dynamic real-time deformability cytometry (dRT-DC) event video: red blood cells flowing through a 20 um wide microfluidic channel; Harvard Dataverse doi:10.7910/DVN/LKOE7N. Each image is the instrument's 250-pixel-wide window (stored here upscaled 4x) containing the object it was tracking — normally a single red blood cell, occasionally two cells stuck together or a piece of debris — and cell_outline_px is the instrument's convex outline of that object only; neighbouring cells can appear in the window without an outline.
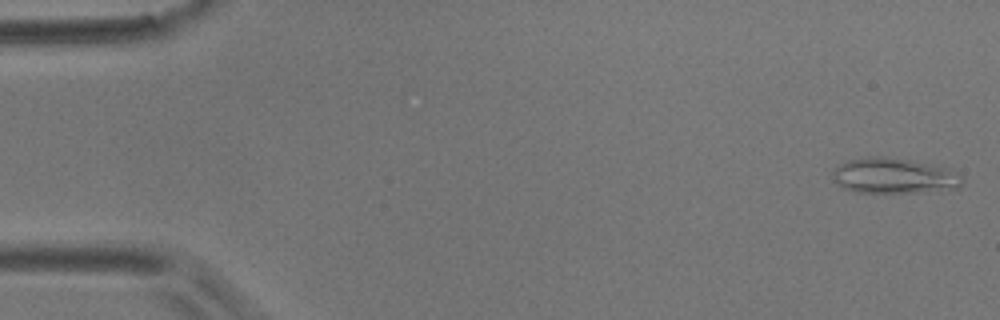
{"species": "common noctule bat (a hibernating species)", "species_latin": "Nyctalus noctula", "temperature_condition": "room temperature", "stored_images_in_passage": 54, "camera_frame_rate_fps": 3000, "um_per_image_px": 0.085, "animal": {"sex": "male", "body_mass_g": 17.9}, "frame": {"image": 1, "passage_image": 1, "time_ms": 0.0, "image_size_px": [1000, 320], "cell_outline_px": [[964, 180], [960, 188], [916, 192], [856, 192], [844, 188], [832, 180], [832, 172], [844, 160], [868, 156], [880, 156], [908, 160], [952, 168]], "centroid_in_image_um": [75.98, 14.93], "position_along_channel_um": 9.0, "area_um2": 26.88}}
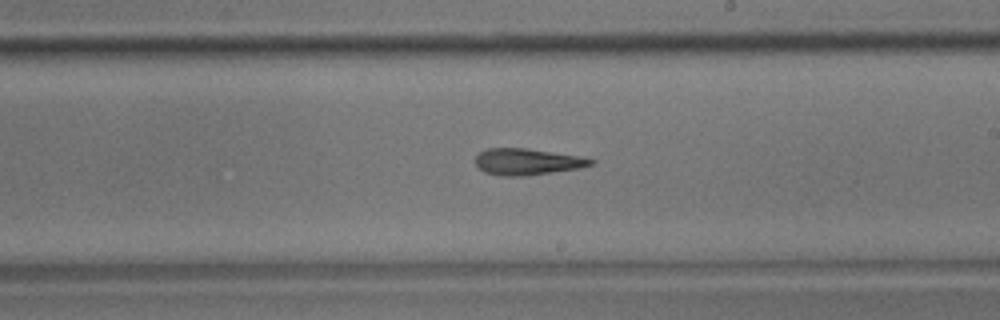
{"frame": {"image": 2, "passage_image": 31, "time_ms": 10.0, "image_size_px": [1000, 320], "cell_outline_px": [[596, 160], [592, 164], [580, 168], [524, 176], [504, 176], [484, 172], [476, 164], [476, 156], [480, 152], [488, 148], [528, 148], [580, 156]], "centroid_in_image_um": [44.82, 13.74], "position_along_channel_um": 244.2, "area_um2": 17.69}}
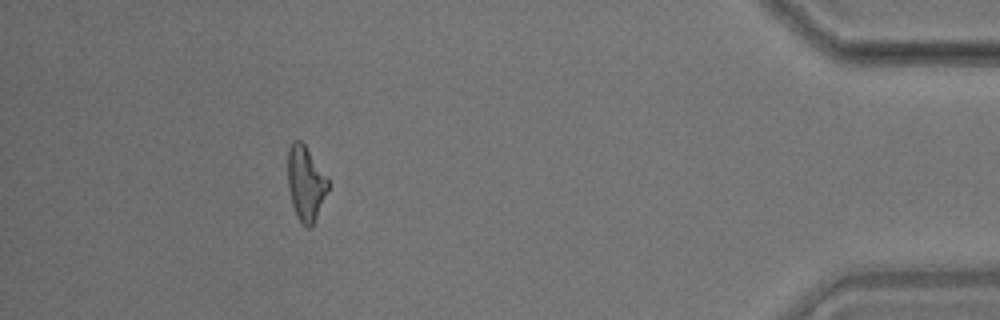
{"frame": {"image": 3, "passage_image": 49, "time_ms": 16.0, "image_size_px": [1000, 320], "cell_outline_px": [[328, 188], [312, 228], [308, 228], [300, 224], [296, 216], [292, 204], [288, 188], [288, 148], [292, 140], [300, 140], [304, 144], [328, 180]], "centroid_in_image_um": [25.95, 15.62], "position_along_channel_um": 409.3, "area_um2": 17.34}, "authors_computed_cell_mechanics": {"area_um2": 18.2937, "velocity_mm_per_s": 3.6609, "shape_relaxation_time_tau1_ms": 9.172, "shape_relaxation_time_tau2_ms": 7.9565, "deformation_change_tau1": 0.2626, "deformation_change_tau2": 0.2525}}